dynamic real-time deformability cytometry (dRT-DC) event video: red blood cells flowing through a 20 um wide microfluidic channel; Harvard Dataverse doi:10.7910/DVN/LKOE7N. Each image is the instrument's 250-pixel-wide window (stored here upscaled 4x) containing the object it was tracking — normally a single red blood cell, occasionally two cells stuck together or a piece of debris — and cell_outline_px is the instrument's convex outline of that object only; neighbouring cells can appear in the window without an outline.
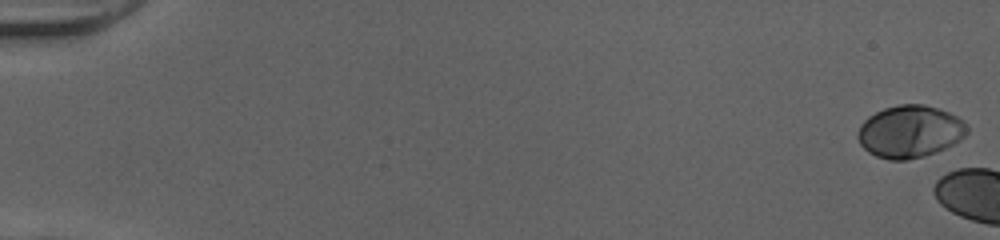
{"species": "human", "species_latin": "Homo sapiens", "temperature_condition": "cold", "stored_images_in_passage": 5, "camera_frame_rate_fps": 3000, "um_per_image_px": 0.085, "donor": {"sex": "female"}, "frame": {"image": 1, "passage_image": 1, "time_ms": 0.0, "image_size_px": [1000, 240], "cell_outline_px": [[968, 132], [960, 140], [936, 152], [924, 156], [904, 160], [888, 160], [876, 156], [868, 152], [860, 144], [856, 136], [860, 124], [868, 116], [884, 108], [900, 104], [924, 104], [948, 112], [964, 120], [968, 124]], "centroid_in_image_um": [77.33, 11.18], "position_along_channel_um": 7.7, "area_um2": 33.47}}